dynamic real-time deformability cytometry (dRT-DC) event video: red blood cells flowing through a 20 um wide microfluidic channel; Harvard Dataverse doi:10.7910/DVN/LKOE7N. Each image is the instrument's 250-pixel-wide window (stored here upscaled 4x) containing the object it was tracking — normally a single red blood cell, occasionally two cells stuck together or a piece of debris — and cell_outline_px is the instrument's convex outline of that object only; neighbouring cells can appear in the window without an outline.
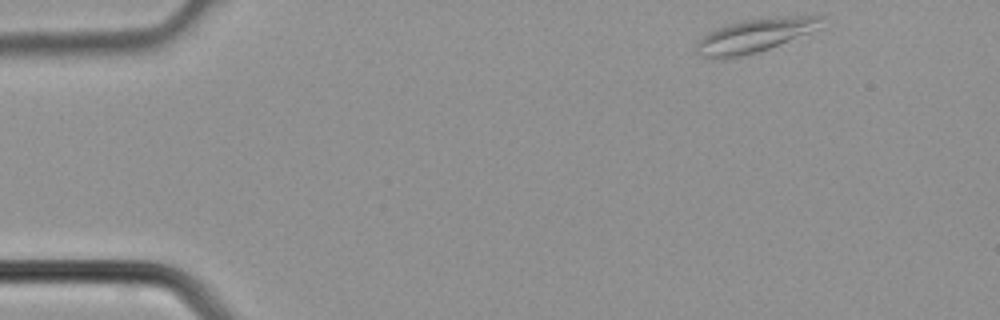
{"species": "common noctule bat (a hibernating species)", "species_latin": "Nyctalus noctula", "temperature_condition": "cold", "stored_images_in_passage": 2, "camera_frame_rate_fps": 3000, "um_per_image_px": 0.085, "animal": {"sex": "male", "body_mass_g": 21.5, "forearm_length_mm": 52.0}, "frame": {"image": 1, "passage_image": 1, "time_ms": 0.0, "image_size_px": [1000, 320], "cell_outline_px": [[824, 28], [768, 48], [744, 56], [724, 60], [712, 60], [700, 56], [692, 52], [696, 44], [708, 32], [716, 28], [744, 20], [788, 16], [824, 16]], "centroid_in_image_um": [64.14, 3.05], "position_along_channel_um": 20.9, "area_um2": 24.97}}